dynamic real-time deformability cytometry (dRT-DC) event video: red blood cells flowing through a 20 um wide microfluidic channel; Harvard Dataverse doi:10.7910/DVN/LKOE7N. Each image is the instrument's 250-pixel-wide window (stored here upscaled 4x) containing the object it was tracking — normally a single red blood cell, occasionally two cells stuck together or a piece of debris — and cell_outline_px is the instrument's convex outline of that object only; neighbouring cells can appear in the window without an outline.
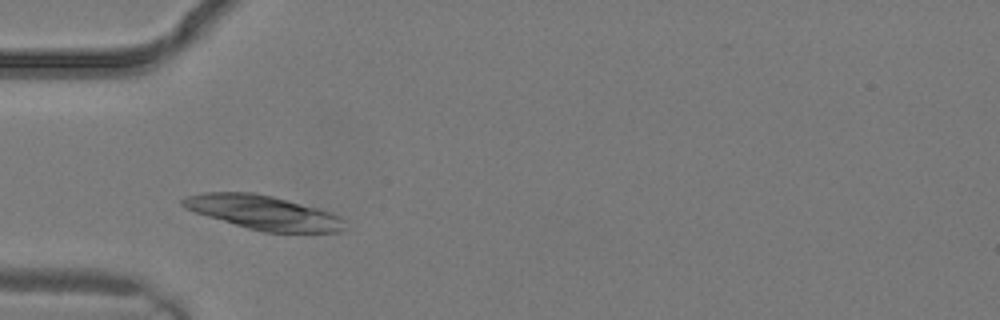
{"species": "common noctule bat (a hibernating species)", "species_latin": "Nyctalus noctula", "temperature_condition": "warm", "stored_images_in_passage": 1, "camera_frame_rate_fps": 3000, "um_per_image_px": 0.085, "animal": {"sex": "male", "body_mass_g": 19.2, "forearm_length_mm": 51.8}, "frame": {"image": 1, "passage_image": 1, "time_ms": 0.0, "image_size_px": [1000, 320], "cell_outline_px": [[344, 232], [264, 232], [248, 228], [208, 216], [184, 208], [180, 204], [180, 200], [184, 196], [204, 192], [256, 192], [272, 196], [332, 212], [340, 216], [344, 220]], "centroid_in_image_um": [22.38, 18.05], "position_along_channel_um": 62.6, "area_um2": 32.14}}